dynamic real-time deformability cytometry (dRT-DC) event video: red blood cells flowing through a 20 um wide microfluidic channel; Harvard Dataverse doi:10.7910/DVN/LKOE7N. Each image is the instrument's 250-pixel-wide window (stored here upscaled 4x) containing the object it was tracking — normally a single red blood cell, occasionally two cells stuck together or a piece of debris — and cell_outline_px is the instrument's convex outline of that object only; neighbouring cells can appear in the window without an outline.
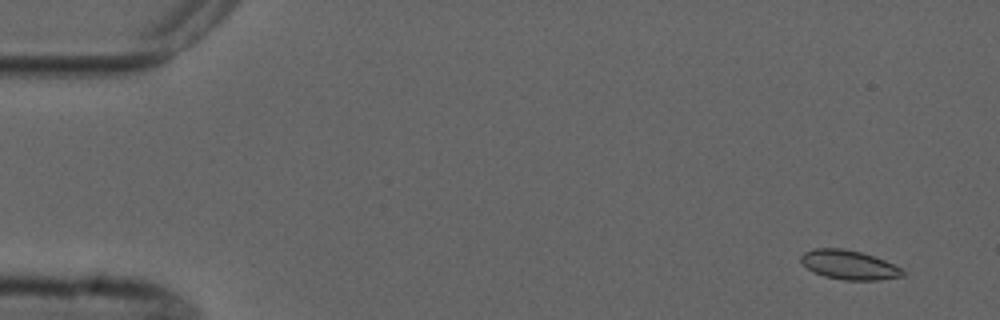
{"species": "common noctule bat (a hibernating species)", "species_latin": "Nyctalus noctula", "temperature_condition": "cold", "stored_images_in_passage": 6, "camera_frame_rate_fps": 3000, "um_per_image_px": 0.085, "animal": {"sex": "male", "forearm_length_mm": 52.5}, "frame": {"image": 1, "passage_image": 2, "time_ms": 1.0, "image_size_px": [1000, 320], "cell_outline_px": [[904, 276], [880, 280], [844, 280], [824, 276], [812, 272], [800, 260], [800, 256], [804, 252], [812, 248], [844, 248], [860, 252], [884, 260], [900, 268], [904, 272]], "centroid_in_image_um": [72.13, 22.51], "position_along_channel_um": 12.9, "area_um2": 17.28}}